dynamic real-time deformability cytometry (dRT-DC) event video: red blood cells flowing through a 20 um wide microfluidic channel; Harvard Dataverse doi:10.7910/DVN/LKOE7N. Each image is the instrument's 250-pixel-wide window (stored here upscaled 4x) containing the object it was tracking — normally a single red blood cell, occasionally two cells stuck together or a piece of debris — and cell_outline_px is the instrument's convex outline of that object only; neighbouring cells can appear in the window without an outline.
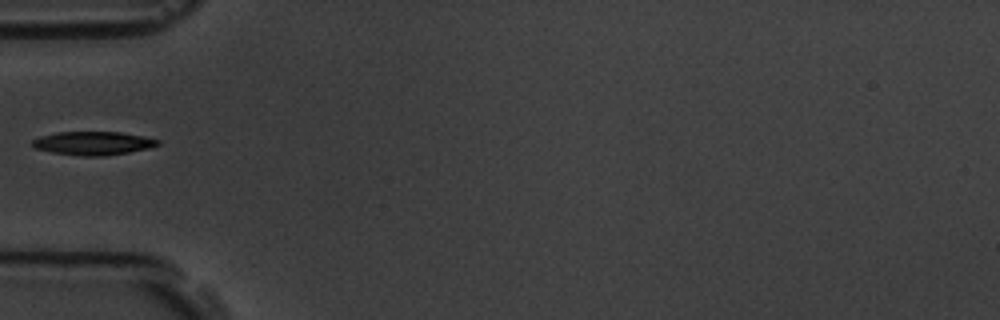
{"species": "common noctule bat (a hibernating species)", "species_latin": "Nyctalus noctula", "temperature_condition": "room temperature", "stored_images_in_passage": 7, "camera_frame_rate_fps": 3000, "um_per_image_px": 0.085, "animal": {"sex": "male", "body_mass_g": 19.5, "forearm_length_mm": 54.6}, "frame": {"image": 1, "passage_image": 6, "time_ms": 5.667, "image_size_px": [1000, 320], "cell_outline_px": [[160, 144], [148, 148], [128, 152], [104, 156], [84, 156], [52, 152], [32, 148], [32, 140], [40, 136], [56, 132], [120, 132], [144, 136], [160, 140]], "centroid_in_image_um": [7.89, 12.17], "position_along_channel_um": 77.1, "area_um2": 17.17}}
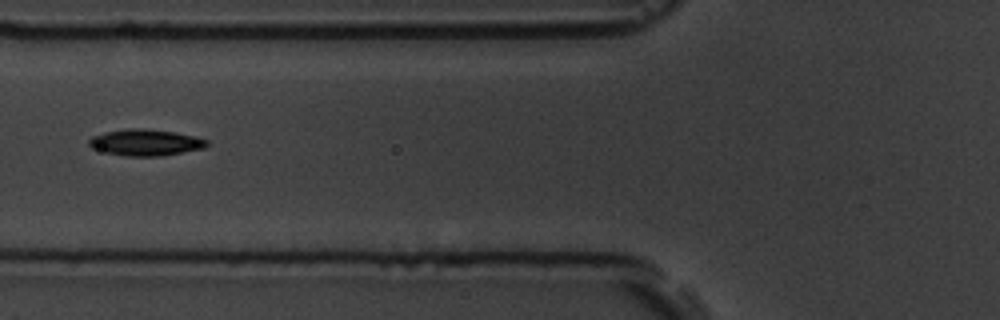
{"frame": {"image": 2, "passage_image": 7, "time_ms": 6.667, "image_size_px": [1000, 320], "cell_outline_px": [[208, 144], [204, 148], [160, 156], [124, 156], [104, 152], [92, 148], [88, 144], [88, 140], [92, 136], [104, 132], [128, 128], [140, 128], [172, 132], [192, 136], [208, 140]], "centroid_in_image_um": [12.31, 12.11], "position_along_channel_um": 113.5, "area_um2": 17.98}}